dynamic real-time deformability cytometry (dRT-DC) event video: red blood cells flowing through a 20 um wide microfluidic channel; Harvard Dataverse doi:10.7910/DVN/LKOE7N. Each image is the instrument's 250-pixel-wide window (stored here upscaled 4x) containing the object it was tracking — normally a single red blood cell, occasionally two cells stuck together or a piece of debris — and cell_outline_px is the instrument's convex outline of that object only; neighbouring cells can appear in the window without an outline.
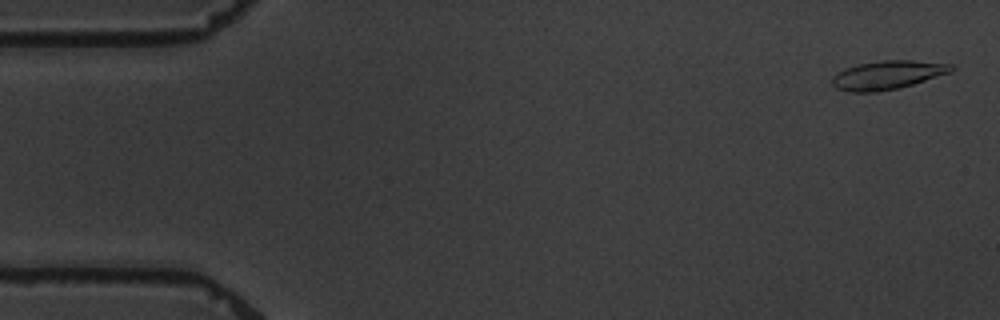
{"species": "common noctule bat (a hibernating species)", "species_latin": "Nyctalus noctula", "temperature_condition": "warm", "stored_images_in_passage": 5, "camera_frame_rate_fps": 3000, "um_per_image_px": 0.085, "animal": {"sex": "male", "body_mass_g": 19.5, "forearm_length_mm": 54.6}, "frame": {"image": 1, "passage_image": 1, "time_ms": 0.0, "image_size_px": [1000, 320], "cell_outline_px": [[956, 68], [952, 72], [900, 88], [876, 92], [848, 92], [836, 88], [832, 84], [832, 76], [836, 72], [844, 68], [856, 64], [880, 60], [912, 60], [952, 64]], "centroid_in_image_um": [75.42, 6.37], "position_along_channel_um": 9.6, "area_um2": 20.23}}
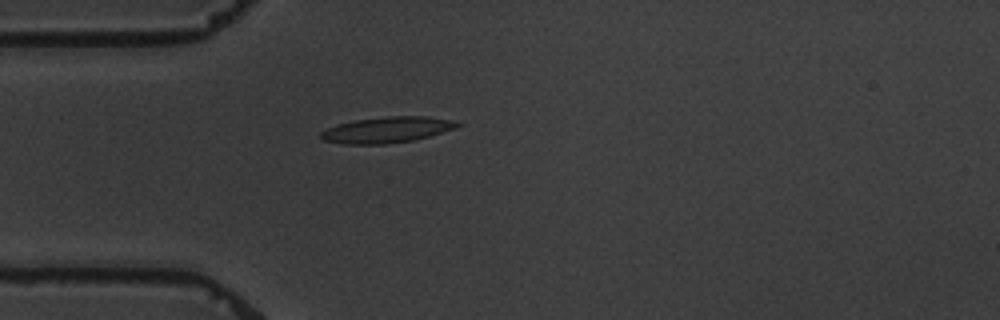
{"frame": {"image": 2, "passage_image": 5, "time_ms": 4.667, "image_size_px": [1000, 320], "cell_outline_px": [[464, 124], [456, 128], [416, 140], [384, 144], [344, 144], [324, 140], [320, 136], [320, 132], [336, 124], [356, 120], [388, 116], [428, 116], [452, 120]], "centroid_in_image_um": [32.93, 11.03], "position_along_channel_um": 52.1, "area_um2": 20.69}}